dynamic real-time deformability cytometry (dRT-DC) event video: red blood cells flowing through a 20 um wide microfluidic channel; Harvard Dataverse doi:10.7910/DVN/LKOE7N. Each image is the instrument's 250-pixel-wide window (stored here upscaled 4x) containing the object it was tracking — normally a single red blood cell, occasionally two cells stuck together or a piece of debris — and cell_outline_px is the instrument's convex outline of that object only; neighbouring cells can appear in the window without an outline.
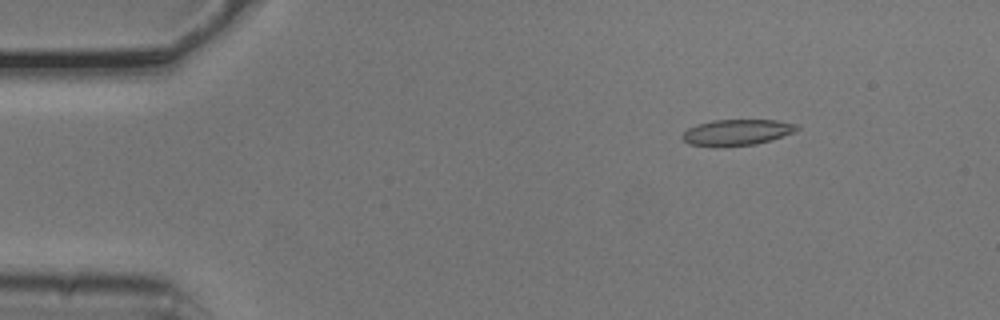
{"species": "common noctule bat (a hibernating species)", "species_latin": "Nyctalus noctula", "temperature_condition": "cold", "stored_images_in_passage": 7, "camera_frame_rate_fps": 3000, "um_per_image_px": 0.085, "animal": {"sex": "male", "body_mass_g": 20.5, "forearm_length_mm": 52.5}, "frame": {"image": 1, "passage_image": 2, "time_ms": 0.333, "image_size_px": [1000, 320], "cell_outline_px": [[800, 128], [796, 132], [772, 140], [756, 144], [716, 148], [688, 144], [680, 136], [688, 128], [696, 124], [712, 120], [776, 120], [800, 124]], "centroid_in_image_um": [62.65, 11.26], "position_along_channel_um": 22.4, "area_um2": 17.92}}
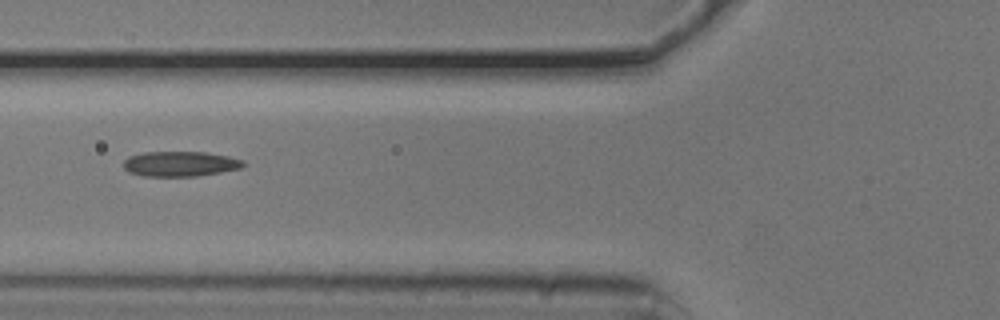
{"frame": {"image": 2, "passage_image": 5, "time_ms": 1.333, "image_size_px": [1000, 320], "cell_outline_px": [[244, 164], [240, 168], [220, 172], [196, 176], [144, 176], [128, 172], [124, 168], [124, 160], [128, 156], [144, 152], [204, 152], [228, 156], [244, 160]], "centroid_in_image_um": [15.28, 13.92], "position_along_channel_um": 110.5, "area_um2": 17.46}}
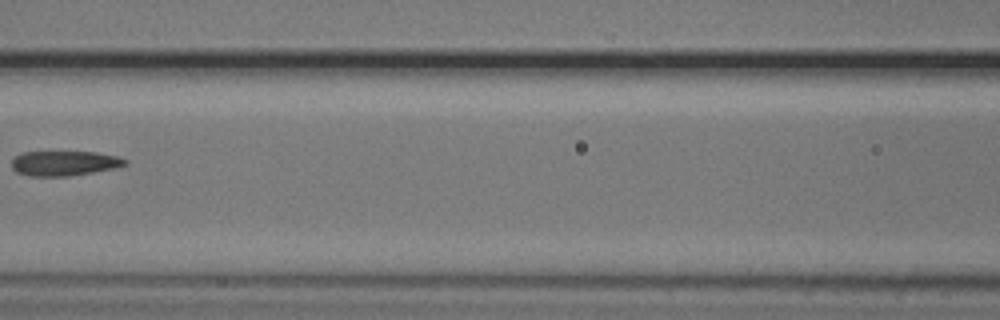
{"frame": {"image": 3, "passage_image": 6, "time_ms": 1.667, "image_size_px": [1000, 320], "cell_outline_px": [[128, 164], [112, 168], [92, 172], [68, 176], [28, 176], [16, 172], [12, 168], [12, 160], [20, 152], [96, 152], [116, 156], [128, 160]], "centroid_in_image_um": [5.43, 13.87], "position_along_channel_um": 161.2, "area_um2": 16.36}}